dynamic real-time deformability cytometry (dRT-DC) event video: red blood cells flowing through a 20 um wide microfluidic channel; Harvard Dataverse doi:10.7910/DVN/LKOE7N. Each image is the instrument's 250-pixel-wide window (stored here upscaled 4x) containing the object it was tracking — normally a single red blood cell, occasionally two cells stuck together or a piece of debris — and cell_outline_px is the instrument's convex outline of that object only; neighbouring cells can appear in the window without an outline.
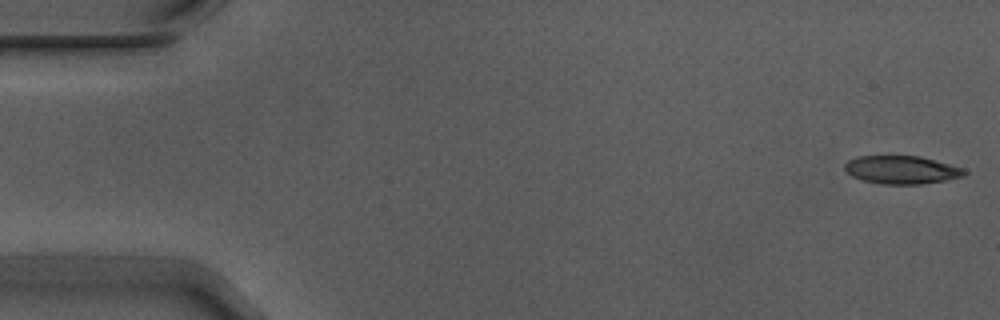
{"species": "Egyptian fruit bat (a non-hibernating species)", "species_latin": "Rousettus aegyptiacus", "temperature_condition": "warm", "stored_images_in_passage": 5, "camera_frame_rate_fps": 3000, "um_per_image_px": 0.085, "animal": {"sex": "male"}, "frame": {"image": 1, "passage_image": 1, "time_ms": 0.0, "image_size_px": [1000, 320], "cell_outline_px": [[968, 172], [964, 176], [944, 180], [920, 184], [880, 184], [860, 180], [852, 176], [844, 168], [844, 164], [848, 160], [860, 156], [920, 156], [964, 168]], "centroid_in_image_um": [76.63, 14.44], "position_along_channel_um": 8.4, "area_um2": 19.59}}
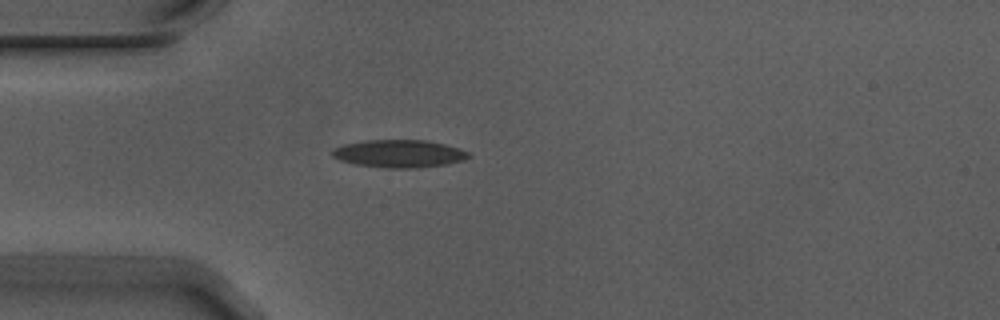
{"frame": {"image": 2, "passage_image": 5, "time_ms": 1.333, "image_size_px": [1000, 320], "cell_outline_px": [[472, 156], [464, 160], [448, 164], [416, 168], [388, 168], [356, 164], [340, 160], [332, 156], [332, 148], [344, 144], [368, 140], [424, 140], [444, 144], [460, 148], [468, 152]], "centroid_in_image_um": [33.95, 13.06], "position_along_channel_um": 51.1, "area_um2": 22.02}}